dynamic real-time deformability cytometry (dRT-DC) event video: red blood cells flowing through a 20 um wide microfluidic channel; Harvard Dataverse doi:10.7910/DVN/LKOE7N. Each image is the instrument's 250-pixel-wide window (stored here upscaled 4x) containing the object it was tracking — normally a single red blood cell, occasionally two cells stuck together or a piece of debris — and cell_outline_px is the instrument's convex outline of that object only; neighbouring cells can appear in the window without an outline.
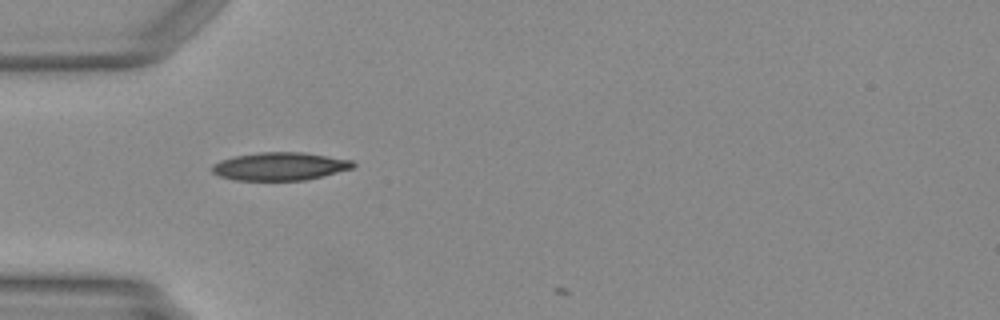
{"species": "Egyptian fruit bat (a non-hibernating species)", "species_latin": "Rousettus aegyptiacus", "temperature_condition": "warm", "stored_images_in_passage": 4, "camera_frame_rate_fps": 3000, "um_per_image_px": 0.085, "animal": {"sex": "female"}, "frame": {"image": 1, "passage_image": 1, "time_ms": 0.0, "image_size_px": [1000, 320], "cell_outline_px": [[356, 164], [352, 168], [304, 180], [236, 180], [220, 176], [212, 172], [212, 164], [220, 160], [236, 156], [260, 152], [304, 152], [352, 160]], "centroid_in_image_um": [23.77, 14.13], "position_along_channel_um": 61.2, "area_um2": 22.77}}